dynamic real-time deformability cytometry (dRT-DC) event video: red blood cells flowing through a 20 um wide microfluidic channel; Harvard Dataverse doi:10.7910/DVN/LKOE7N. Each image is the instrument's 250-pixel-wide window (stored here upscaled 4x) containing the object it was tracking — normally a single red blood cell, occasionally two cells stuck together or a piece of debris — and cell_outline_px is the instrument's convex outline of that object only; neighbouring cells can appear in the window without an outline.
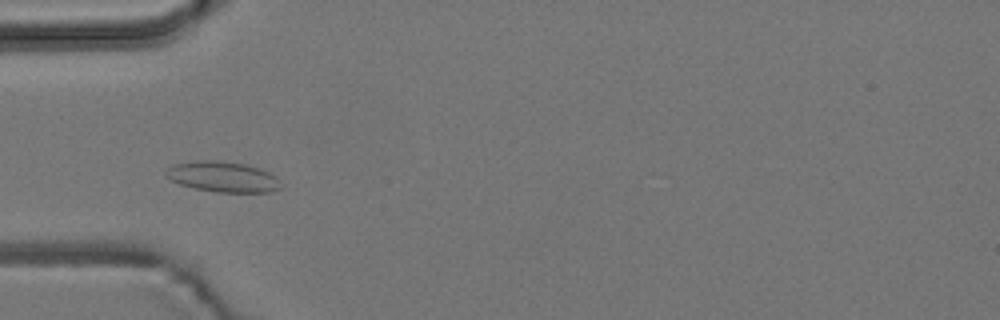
{"species": "common noctule bat (a hibernating species)", "species_latin": "Nyctalus noctula", "temperature_condition": "room temperature", "stored_images_in_passage": 3, "camera_frame_rate_fps": 3000, "um_per_image_px": 0.085, "animal": {"sex": "male", "body_mass_g": 19.2, "forearm_length_mm": 51.8}, "frame": {"image": 1, "passage_image": 3, "time_ms": 2.333, "image_size_px": [1000, 320], "cell_outline_px": [[280, 188], [272, 192], [216, 192], [196, 188], [180, 184], [172, 180], [164, 172], [172, 164], [196, 160], [216, 160], [244, 164], [268, 172], [276, 176]], "centroid_in_image_um": [18.91, 15.02], "position_along_channel_um": 66.1, "area_um2": 20.17}}